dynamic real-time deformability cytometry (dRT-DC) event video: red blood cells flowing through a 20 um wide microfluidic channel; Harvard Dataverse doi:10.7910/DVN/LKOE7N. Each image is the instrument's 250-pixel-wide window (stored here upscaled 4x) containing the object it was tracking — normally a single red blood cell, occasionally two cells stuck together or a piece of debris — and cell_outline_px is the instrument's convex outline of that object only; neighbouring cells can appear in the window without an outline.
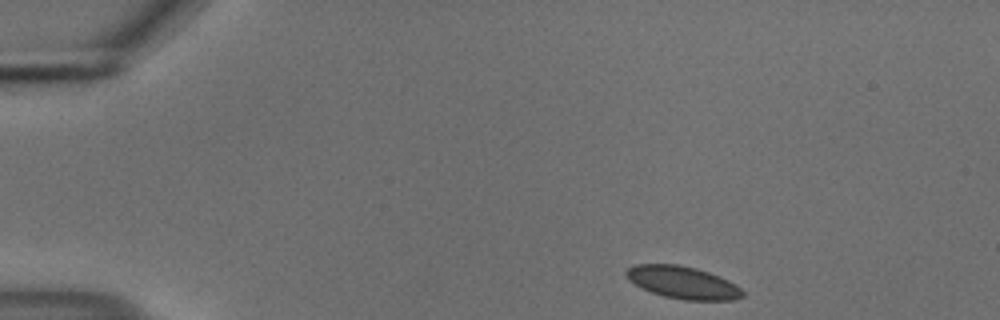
{"species": "common noctule bat (a hibernating species)", "species_latin": "Nyctalus noctula", "temperature_condition": "cold", "stored_images_in_passage": 47, "camera_frame_rate_fps": 3000, "um_per_image_px": 0.085, "animal": {"sex": "male", "body_mass_g": 18.8}, "frame": {"image": 1, "passage_image": 1, "time_ms": 0.0, "image_size_px": [1000, 320], "cell_outline_px": [[744, 296], [732, 300], [684, 300], [664, 296], [652, 292], [628, 280], [624, 276], [624, 272], [628, 268], [636, 264], [676, 264], [696, 268], [708, 272], [728, 280], [736, 284], [744, 292]], "centroid_in_image_um": [58.03, 24.01], "position_along_channel_um": 27.0, "area_um2": 21.91}}
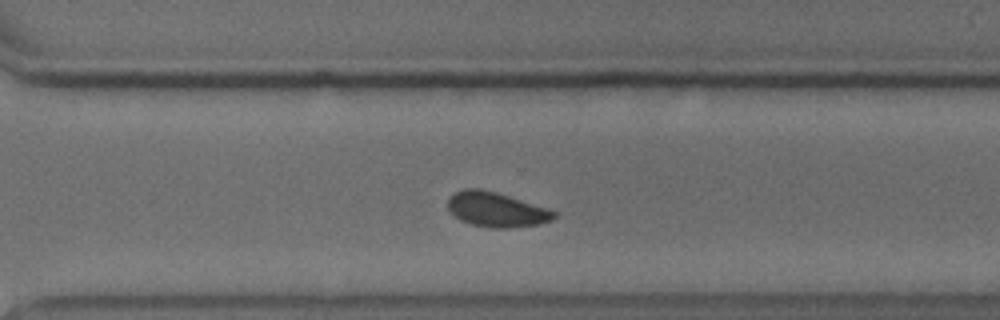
{"frame": {"image": 2, "passage_image": 32, "time_ms": 10.333, "image_size_px": [1000, 320], "cell_outline_px": [[556, 216], [552, 220], [540, 224], [508, 228], [492, 228], [472, 224], [460, 220], [448, 208], [448, 196], [464, 188], [480, 188], [496, 192], [548, 208], [556, 212]], "centroid_in_image_um": [42.19, 17.81], "position_along_channel_um": 328.4, "area_um2": 21.44}}
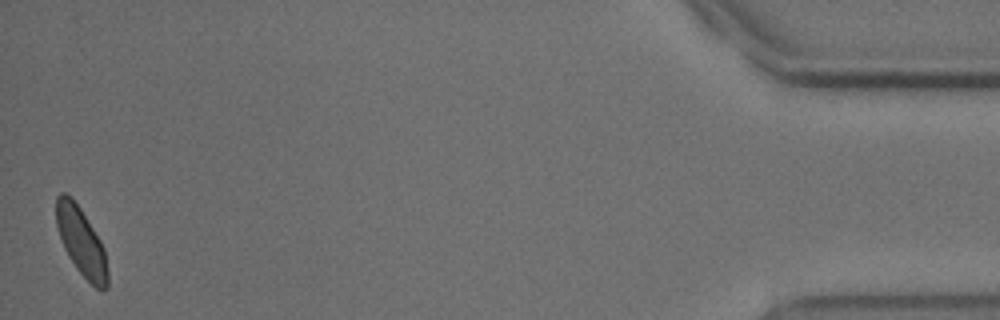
{"frame": {"image": 3, "passage_image": 47, "time_ms": 15.333, "image_size_px": [1000, 320], "cell_outline_px": [[108, 288], [104, 292], [100, 292], [76, 268], [68, 256], [64, 248], [56, 224], [56, 196], [60, 192], [64, 192], [72, 196], [80, 208], [100, 240], [104, 248], [108, 272]], "centroid_in_image_um": [6.91, 20.56], "position_along_channel_um": 428.3, "area_um2": 20.46}, "authors_computed_cell_mechanics": {"area_um2": 21.7328, "velocity_mm_per_s": 3.6561, "shape_relaxation_time_tau1_ms": 10.1462, "shape_relaxation_time_tau2_ms": 3.55, "deformation_change_tau1": 0.1016, "deformation_change_tau2": 0.0576}}